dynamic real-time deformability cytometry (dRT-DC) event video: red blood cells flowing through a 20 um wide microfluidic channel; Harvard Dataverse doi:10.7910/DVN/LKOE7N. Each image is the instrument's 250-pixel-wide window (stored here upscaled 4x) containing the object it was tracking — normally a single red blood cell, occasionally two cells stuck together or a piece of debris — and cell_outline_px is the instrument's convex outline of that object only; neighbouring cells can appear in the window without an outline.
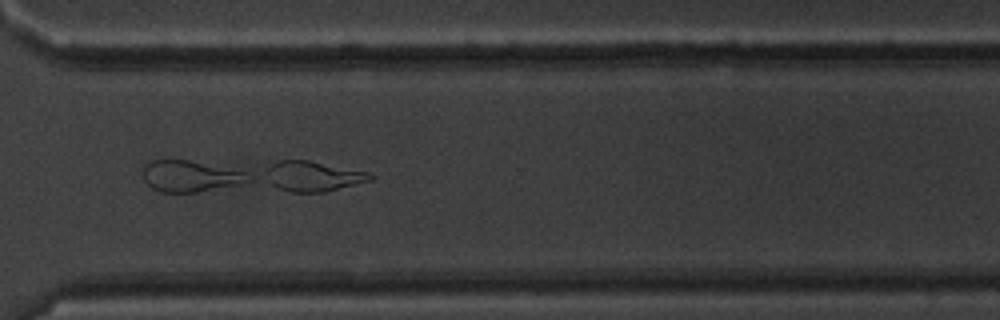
{"species": "common noctule bat (a hibernating species)", "species_latin": "Nyctalus noctula", "temperature_condition": "warm", "stored_images_in_passage": 38, "camera_frame_rate_fps": 3000, "um_per_image_px": 0.085, "animal": {"sex": "male", "body_mass_g": 20.1, "forearm_length_mm": 53.5}, "frame": {"image": 1, "passage_image": 38, "time_ms": 12.333, "image_size_px": [1000, 320], "cell_outline_px": [[376, 176], [372, 180], [324, 192], [292, 192], [280, 188], [264, 180], [260, 176], [272, 164], [280, 160], [308, 160], [368, 172]], "centroid_in_image_um": [26.57, 14.98], "position_along_channel_um": 344.0, "area_um2": 18.44}}